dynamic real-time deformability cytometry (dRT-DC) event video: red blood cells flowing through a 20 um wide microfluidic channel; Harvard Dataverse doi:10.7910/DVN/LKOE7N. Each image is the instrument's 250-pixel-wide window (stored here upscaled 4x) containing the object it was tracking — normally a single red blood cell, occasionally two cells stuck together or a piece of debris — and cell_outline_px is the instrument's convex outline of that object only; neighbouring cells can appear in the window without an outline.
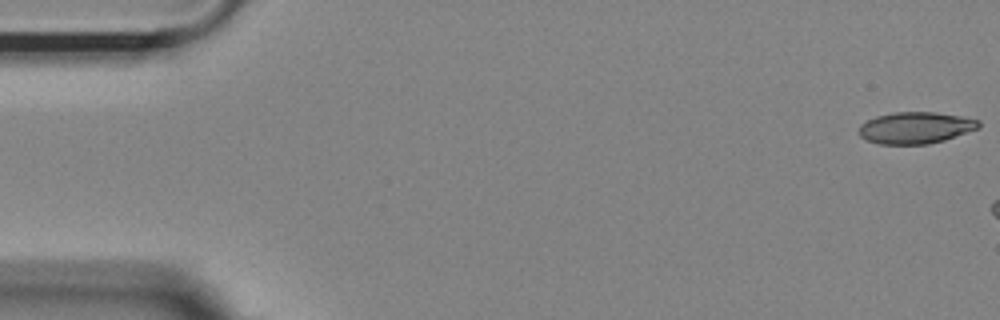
{"species": "Egyptian fruit bat (a non-hibernating species)", "species_latin": "Rousettus aegyptiacus", "temperature_condition": "room temperature", "stored_images_in_passage": 6, "camera_frame_rate_fps": 3000, "um_per_image_px": 0.085, "animal": {"sex": "female"}, "frame": {"image": 1, "passage_image": 1, "time_ms": 0.0, "image_size_px": [1000, 320], "cell_outline_px": [[980, 128], [944, 140], [928, 144], [880, 144], [868, 140], [860, 136], [856, 132], [860, 124], [876, 116], [892, 112], [936, 112], [960, 116], [980, 120]], "centroid_in_image_um": [77.81, 10.85], "position_along_channel_um": 7.2, "area_um2": 22.2}}